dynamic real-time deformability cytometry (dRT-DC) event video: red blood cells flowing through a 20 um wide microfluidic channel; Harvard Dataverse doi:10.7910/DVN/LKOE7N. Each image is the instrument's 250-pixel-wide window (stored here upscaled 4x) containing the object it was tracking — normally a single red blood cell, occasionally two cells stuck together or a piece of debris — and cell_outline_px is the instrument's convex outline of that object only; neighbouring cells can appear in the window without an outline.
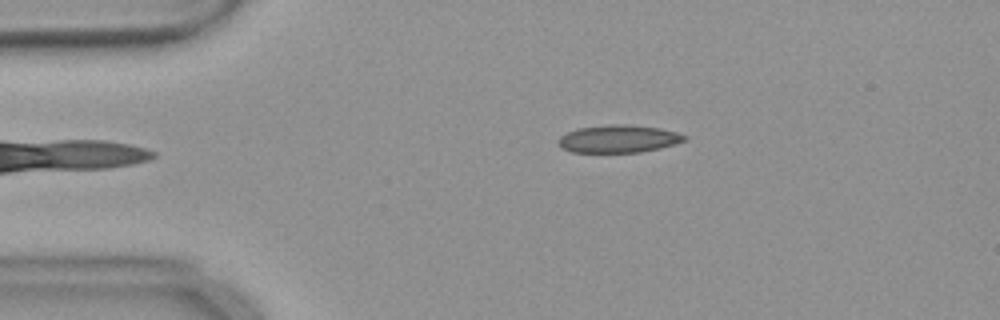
{"species": "common noctule bat (a hibernating species)", "species_latin": "Nyctalus noctula", "temperature_condition": "warm", "stored_images_in_passage": 48, "camera_frame_rate_fps": 3000, "um_per_image_px": 0.085, "animal": {"sex": "female", "body_mass_g": 18.4}, "frame": {"image": 1, "passage_image": 4, "time_ms": 1.0, "image_size_px": [1000, 320], "cell_outline_px": [[688, 140], [676, 144], [660, 148], [640, 152], [572, 152], [560, 148], [556, 144], [556, 140], [560, 136], [576, 128], [608, 124], [624, 124], [660, 128], [676, 132], [688, 136]], "centroid_in_image_um": [52.55, 11.8], "position_along_channel_um": 32.5, "area_um2": 20.63}}
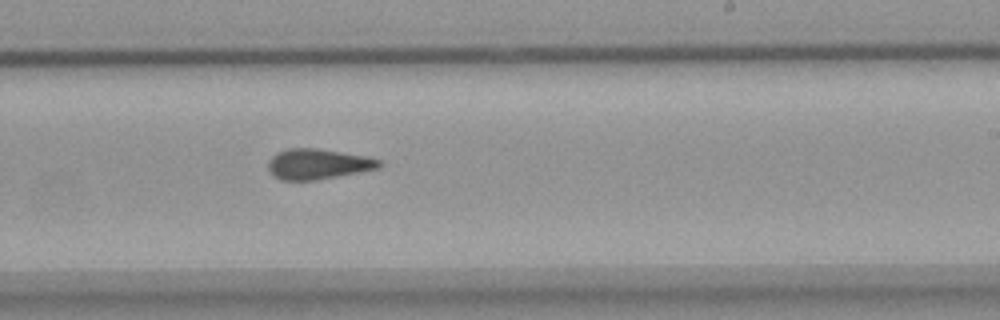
{"frame": {"image": 2, "passage_image": 26, "time_ms": 8.333, "image_size_px": [1000, 320], "cell_outline_px": [[384, 164], [380, 168], [316, 180], [280, 180], [268, 168], [268, 160], [276, 152], [288, 148], [316, 148], [368, 156], [380, 160]], "centroid_in_image_um": [27.05, 13.93], "position_along_channel_um": 262.0, "area_um2": 19.71}}
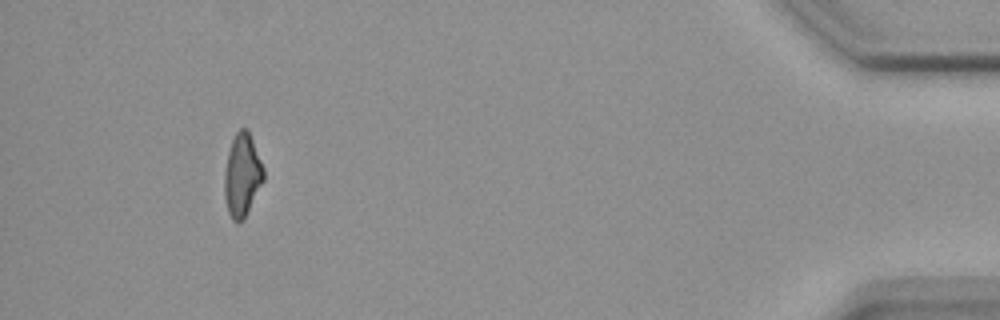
{"frame": {"image": 3, "passage_image": 44, "time_ms": 14.333, "image_size_px": [1000, 320], "cell_outline_px": [[264, 180], [244, 220], [232, 220], [228, 212], [224, 196], [224, 172], [228, 152], [232, 140], [236, 132], [240, 128], [248, 128], [264, 168]], "centroid_in_image_um": [20.59, 14.87], "position_along_channel_um": 414.6, "area_um2": 19.02}, "authors_computed_cell_mechanics": {"area_um2": 19.8832, "velocity_mm_per_s": 3.7005, "shape_relaxation_time_tau1_ms": null, "shape_relaxation_time_tau2_ms": 4.9312, "deformation_change_tau1": null, "deformation_change_tau2": 0.1134}}